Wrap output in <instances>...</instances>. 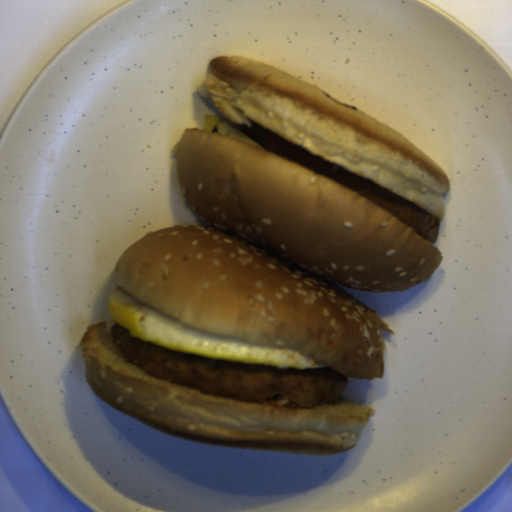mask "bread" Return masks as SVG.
<instances>
[{"instance_id":"b6be36c0","label":"bread","mask_w":512,"mask_h":512,"mask_svg":"<svg viewBox=\"0 0 512 512\" xmlns=\"http://www.w3.org/2000/svg\"><path fill=\"white\" fill-rule=\"evenodd\" d=\"M90 389L108 406L160 432L233 447L295 455H333L357 446L377 411L339 397L301 406L189 388L149 374L112 342L107 321L90 324L79 343Z\"/></svg>"},{"instance_id":"cb027b5d","label":"bread","mask_w":512,"mask_h":512,"mask_svg":"<svg viewBox=\"0 0 512 512\" xmlns=\"http://www.w3.org/2000/svg\"><path fill=\"white\" fill-rule=\"evenodd\" d=\"M229 121L269 129L444 219L450 185L434 159L375 117L265 62L221 55L195 88Z\"/></svg>"},{"instance_id":"8d2b1439","label":"bread","mask_w":512,"mask_h":512,"mask_svg":"<svg viewBox=\"0 0 512 512\" xmlns=\"http://www.w3.org/2000/svg\"><path fill=\"white\" fill-rule=\"evenodd\" d=\"M203 224L168 225L121 254L111 279L146 306L217 338L292 349L381 380L394 332L341 286L397 292L431 279L435 243L366 198L254 144L185 129L171 151Z\"/></svg>"}]
</instances>
